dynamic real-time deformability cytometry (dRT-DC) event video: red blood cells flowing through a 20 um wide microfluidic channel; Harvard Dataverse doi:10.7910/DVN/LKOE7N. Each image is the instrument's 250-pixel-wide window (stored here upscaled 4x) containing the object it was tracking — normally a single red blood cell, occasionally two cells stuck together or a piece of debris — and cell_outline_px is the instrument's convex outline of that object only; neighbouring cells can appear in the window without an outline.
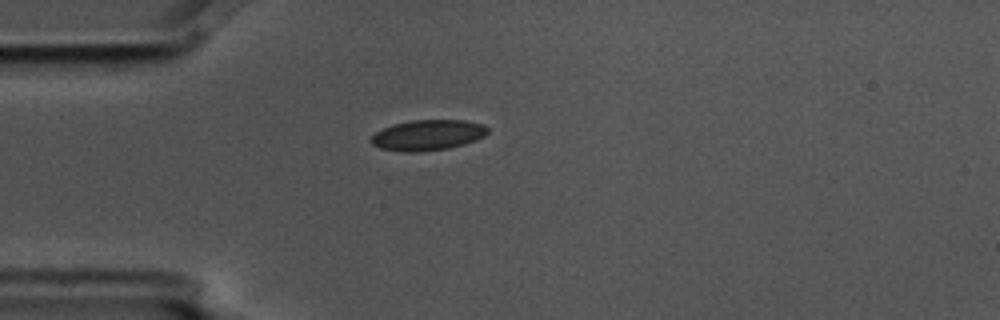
{"species": "common noctule bat (a hibernating species)", "species_latin": "Nyctalus noctula", "temperature_condition": "cold", "stored_images_in_passage": 1, "camera_frame_rate_fps": 3000, "um_per_image_px": 0.085, "animal": {"sex": "male", "body_mass_g": 17.5, "forearm_length_mm": 52.3}, "frame": {"image": 1, "passage_image": 1, "time_ms": 0.0, "image_size_px": [1000, 320], "cell_outline_px": [[488, 132], [484, 136], [476, 140], [464, 144], [448, 148], [416, 152], [404, 152], [380, 148], [372, 144], [368, 140], [376, 132], [392, 124], [412, 120], [464, 120], [484, 124], [488, 128]], "centroid_in_image_um": [36.35, 11.48], "position_along_channel_um": 48.6, "area_um2": 20.81}}